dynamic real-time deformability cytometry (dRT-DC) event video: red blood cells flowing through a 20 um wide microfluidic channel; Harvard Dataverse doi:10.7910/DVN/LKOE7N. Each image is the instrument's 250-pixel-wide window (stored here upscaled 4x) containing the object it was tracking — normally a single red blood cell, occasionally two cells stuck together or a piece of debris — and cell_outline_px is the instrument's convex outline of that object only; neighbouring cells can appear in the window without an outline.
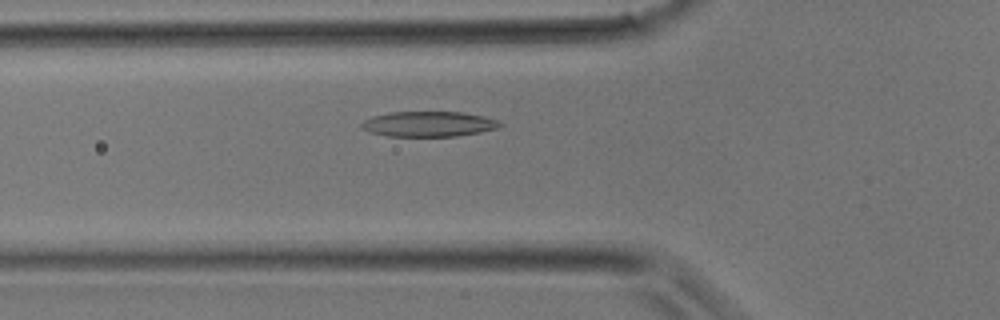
{"species": "common noctule bat (a hibernating species)", "species_latin": "Nyctalus noctula", "temperature_condition": "room temperature", "stored_images_in_passage": 33, "camera_frame_rate_fps": 3000, "um_per_image_px": 0.085, "animal": {"sex": "male", "body_mass_g": 17.9}, "frame": {"image": 1, "passage_image": 10, "time_ms": 3.0, "image_size_px": [1000, 320], "cell_outline_px": [[504, 124], [500, 128], [480, 132], [456, 136], [388, 136], [368, 132], [360, 128], [360, 124], [364, 120], [372, 116], [388, 112], [464, 112], [484, 116], [500, 120]], "centroid_in_image_um": [36.45, 10.54], "position_along_channel_um": 89.3, "area_um2": 20.69}}
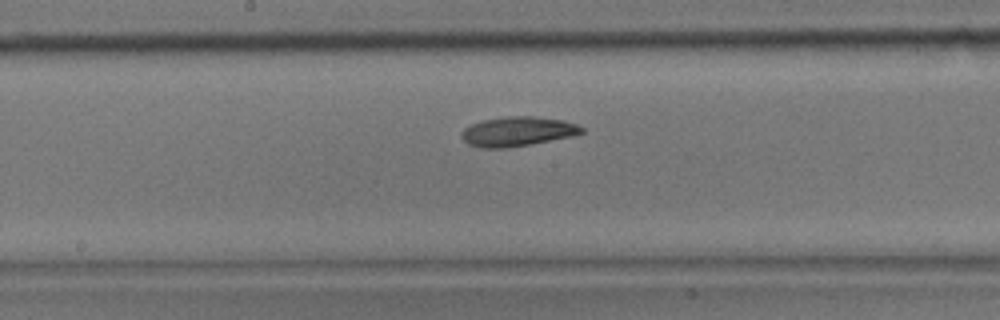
{"frame": {"image": 2, "passage_image": 16, "time_ms": 5.0, "image_size_px": [1000, 320], "cell_outline_px": [[584, 132], [572, 136], [528, 144], [504, 148], [480, 148], [468, 144], [460, 136], [460, 132], [464, 128], [472, 124], [484, 120], [508, 116], [532, 116], [564, 120], [576, 124], [584, 128]], "centroid_in_image_um": [43.97, 11.17], "position_along_channel_um": 204.2, "area_um2": 20.52}}
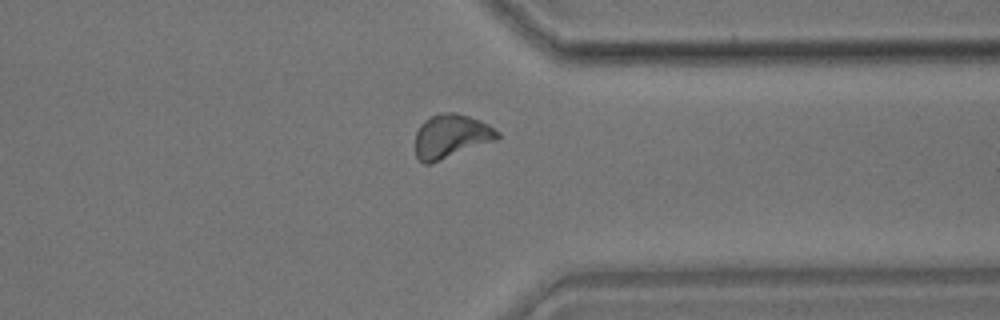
{"frame": {"image": 3, "passage_image": 25, "time_ms": 8.0, "image_size_px": [1000, 320], "cell_outline_px": [[500, 136], [496, 140], [432, 164], [424, 164], [416, 156], [416, 132], [420, 124], [424, 120], [432, 116], [448, 112], [456, 112], [480, 120], [488, 124], [500, 132]], "centroid_in_image_um": [38.35, 11.59], "position_along_channel_um": 373.1, "area_um2": 21.04}}